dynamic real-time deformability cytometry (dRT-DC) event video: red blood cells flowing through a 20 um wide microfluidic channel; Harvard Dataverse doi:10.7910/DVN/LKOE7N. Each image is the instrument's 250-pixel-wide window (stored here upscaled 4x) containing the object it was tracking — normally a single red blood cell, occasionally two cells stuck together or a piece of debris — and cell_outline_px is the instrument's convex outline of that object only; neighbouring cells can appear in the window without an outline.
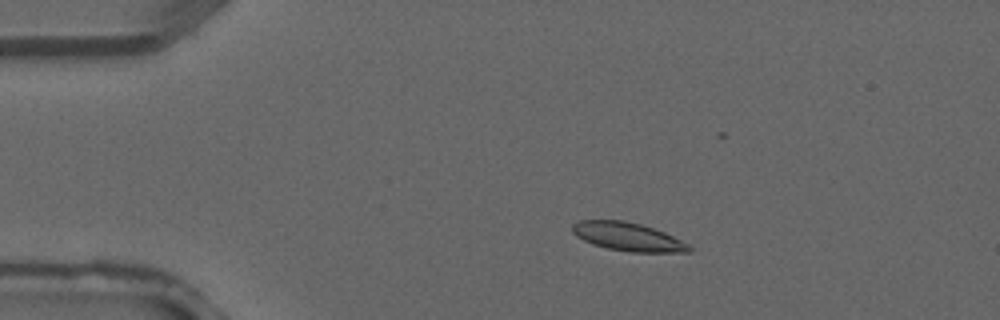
{"species": "common noctule bat (a hibernating species)", "species_latin": "Nyctalus noctula", "temperature_condition": "warm", "stored_images_in_passage": 4, "camera_frame_rate_fps": 3000, "um_per_image_px": 0.085, "animal": {"sex": "male", "forearm_length_mm": 52.5}, "frame": {"image": 1, "passage_image": 3, "time_ms": 0.667, "image_size_px": [1000, 320], "cell_outline_px": [[692, 252], [632, 252], [608, 248], [592, 244], [576, 236], [572, 232], [572, 224], [580, 220], [624, 220], [640, 224], [664, 232], [688, 244], [692, 248]], "centroid_in_image_um": [53.35, 20.12], "position_along_channel_um": 31.6, "area_um2": 19.19}}